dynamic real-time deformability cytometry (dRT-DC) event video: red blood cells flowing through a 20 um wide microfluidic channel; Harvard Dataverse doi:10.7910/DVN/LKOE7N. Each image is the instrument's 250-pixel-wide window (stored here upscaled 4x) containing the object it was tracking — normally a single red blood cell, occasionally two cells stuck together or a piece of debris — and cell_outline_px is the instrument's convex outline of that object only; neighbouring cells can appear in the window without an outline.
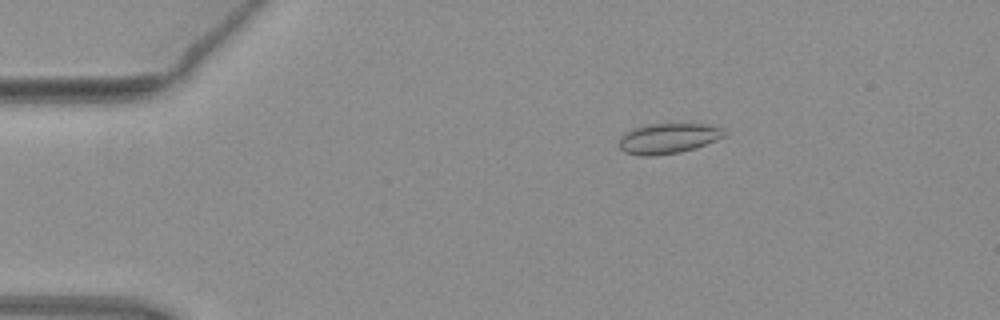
{"species": "common noctule bat (a hibernating species)", "species_latin": "Nyctalus noctula", "temperature_condition": "warm", "stored_images_in_passage": 9, "camera_frame_rate_fps": 3000, "um_per_image_px": 0.085, "animal": {"sex": "female", "body_mass_g": 19.3, "forearm_length_mm": 54.1}, "frame": {"image": 1, "passage_image": 3, "time_ms": 0.667, "image_size_px": [1000, 320], "cell_outline_px": [[724, 136], [716, 140], [680, 152], [656, 156], [640, 156], [624, 152], [620, 148], [620, 136], [632, 128], [644, 124], [716, 124], [724, 128]], "centroid_in_image_um": [56.78, 11.75], "position_along_channel_um": 28.2, "area_um2": 18.67}}
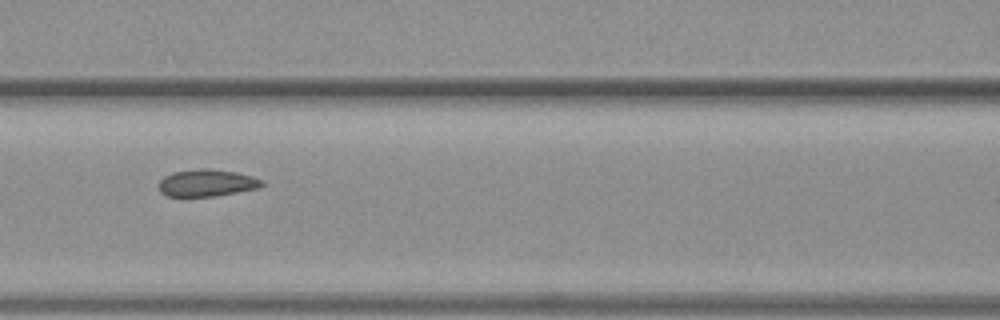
{"frame": {"image": 2, "passage_image": 7, "time_ms": 2.0, "image_size_px": [1000, 320], "cell_outline_px": [[264, 184], [260, 188], [216, 196], [168, 196], [160, 192], [160, 180], [164, 176], [172, 172], [200, 168], [208, 168], [236, 172], [252, 176], [264, 180]], "centroid_in_image_um": [17.62, 15.54], "position_along_channel_um": 149.0, "area_um2": 16.36}}
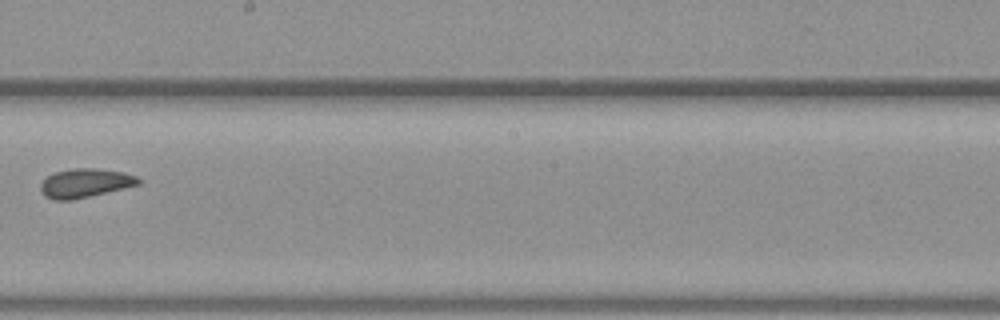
{"frame": {"image": 3, "passage_image": 9, "time_ms": 2.667, "image_size_px": [1000, 320], "cell_outline_px": [[140, 184], [72, 200], [52, 200], [44, 196], [40, 188], [40, 184], [48, 176], [56, 172], [72, 168], [92, 168], [124, 172], [136, 176], [140, 180]], "centroid_in_image_um": [7.21, 15.56], "position_along_channel_um": 241.0, "area_um2": 16.3}}